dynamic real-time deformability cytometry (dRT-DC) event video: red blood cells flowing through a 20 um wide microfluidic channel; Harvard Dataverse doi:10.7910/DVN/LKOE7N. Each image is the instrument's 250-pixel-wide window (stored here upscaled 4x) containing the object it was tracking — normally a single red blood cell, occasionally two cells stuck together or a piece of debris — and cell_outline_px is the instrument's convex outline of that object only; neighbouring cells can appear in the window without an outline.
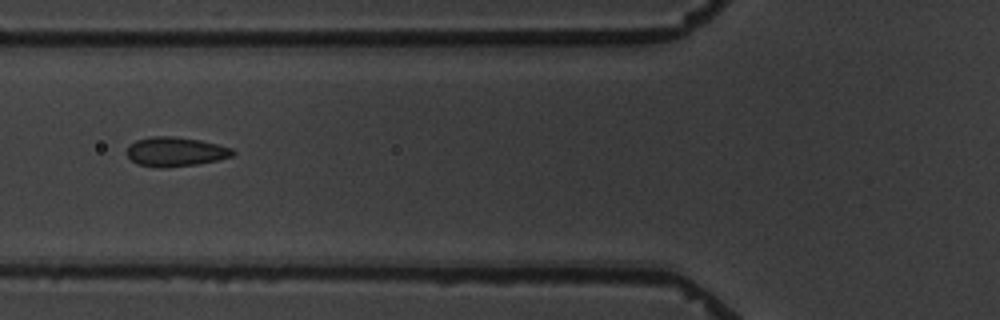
{"species": "common noctule bat (a hibernating species)", "species_latin": "Nyctalus noctula", "temperature_condition": "warm", "stored_images_in_passage": 3, "camera_frame_rate_fps": 3000, "um_per_image_px": 0.085, "animal": {"sex": "male", "body_mass_g": 19.5, "forearm_length_mm": 54.6}, "frame": {"image": 1, "passage_image": 2, "time_ms": 1.333, "image_size_px": [1000, 320], "cell_outline_px": [[236, 152], [232, 156], [216, 160], [196, 164], [168, 168], [156, 168], [136, 164], [128, 156], [128, 148], [136, 140], [152, 136], [172, 136], [200, 140], [232, 148]], "centroid_in_image_um": [14.91, 12.91], "position_along_channel_um": 110.9, "area_um2": 18.03}}
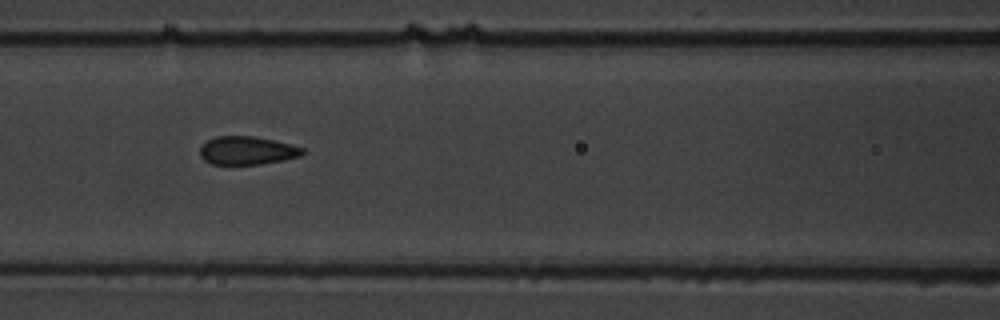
{"frame": {"image": 2, "passage_image": 3, "time_ms": 2.333, "image_size_px": [1000, 320], "cell_outline_px": [[304, 152], [300, 156], [284, 160], [260, 164], [212, 164], [204, 160], [200, 156], [200, 144], [216, 136], [256, 136], [304, 148]], "centroid_in_image_um": [20.96, 12.79], "position_along_channel_um": 145.6, "area_um2": 16.88}}